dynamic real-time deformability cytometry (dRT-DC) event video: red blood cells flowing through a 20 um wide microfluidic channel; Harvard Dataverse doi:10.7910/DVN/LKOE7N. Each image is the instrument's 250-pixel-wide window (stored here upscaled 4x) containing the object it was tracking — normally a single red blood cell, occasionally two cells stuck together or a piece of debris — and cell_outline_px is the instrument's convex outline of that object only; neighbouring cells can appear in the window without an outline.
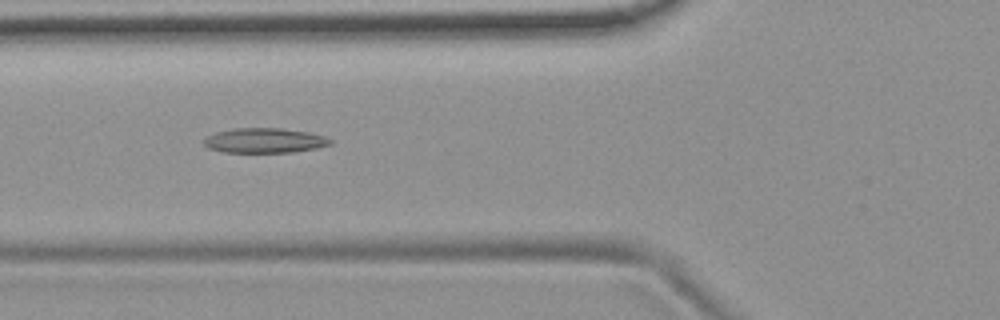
{"species": "common noctule bat (a hibernating species)", "species_latin": "Nyctalus noctula", "temperature_condition": "room temperature", "stored_images_in_passage": 53, "camera_frame_rate_fps": 3000, "um_per_image_px": 0.085, "animal": {"sex": "female", "body_mass_g": 19.9}, "frame": {"image": 1, "passage_image": 19, "time_ms": 6.0, "image_size_px": [1000, 320], "cell_outline_px": [[332, 144], [316, 148], [296, 152], [220, 152], [208, 148], [204, 144], [204, 140], [208, 136], [216, 132], [232, 128], [280, 128], [308, 132], [324, 136], [332, 140]], "centroid_in_image_um": [22.48, 11.94], "position_along_channel_um": 103.3, "area_um2": 18.32}}
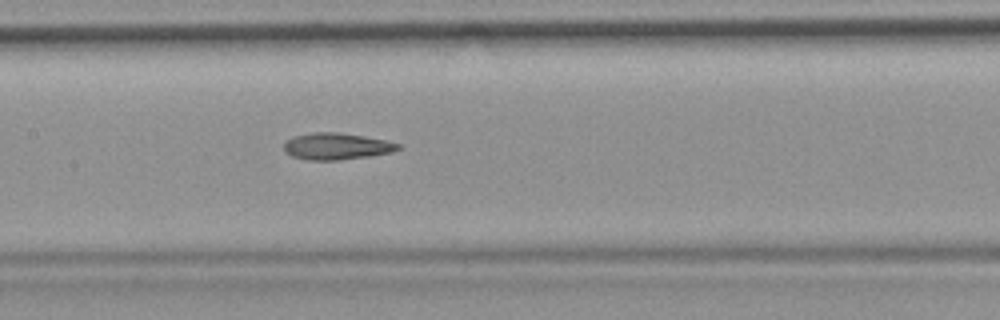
{"frame": {"image": 2, "passage_image": 25, "time_ms": 8.0, "image_size_px": [1000, 320], "cell_outline_px": [[400, 148], [392, 152], [368, 156], [340, 160], [308, 160], [292, 156], [284, 152], [284, 144], [292, 136], [312, 132], [336, 132], [364, 136], [384, 140], [400, 144]], "centroid_in_image_um": [28.57, 12.43], "position_along_channel_um": 178.8, "area_um2": 17.69}}
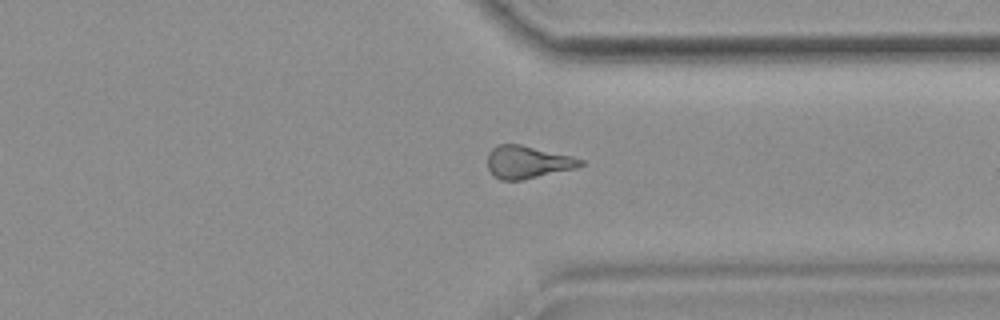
{"frame": {"image": 3, "passage_image": 40, "time_ms": 13.0, "image_size_px": [1000, 320], "cell_outline_px": [[584, 164], [576, 168], [520, 180], [500, 180], [488, 168], [488, 152], [492, 148], [500, 144], [520, 144], [572, 156], [584, 160]], "centroid_in_image_um": [44.85, 13.77], "position_along_channel_um": 366.5, "area_um2": 17.46}, "authors_computed_cell_mechanics": {"area_um2": 18.3226, "velocity_mm_per_s": 3.7613, "shape_relaxation_time_tau1_ms": null, "shape_relaxation_time_tau2_ms": 5.3922, "deformation_change_tau1": null, "deformation_change_tau2": 0.1705}}